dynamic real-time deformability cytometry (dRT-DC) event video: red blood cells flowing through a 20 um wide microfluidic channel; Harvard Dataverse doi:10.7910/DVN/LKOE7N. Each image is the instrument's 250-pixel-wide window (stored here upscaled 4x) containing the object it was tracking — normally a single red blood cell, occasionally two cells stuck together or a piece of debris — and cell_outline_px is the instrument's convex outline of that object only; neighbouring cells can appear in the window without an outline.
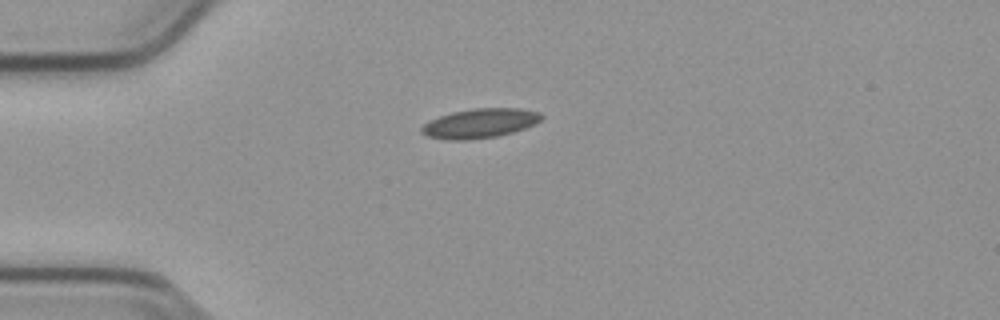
{"species": "common noctule bat (a hibernating species)", "species_latin": "Nyctalus noctula", "temperature_condition": "cold", "stored_images_in_passage": 40, "camera_frame_rate_fps": 3000, "um_per_image_px": 0.085, "animal": {"sex": "male", "body_mass_g": 23.1, "forearm_length_mm": 52.7}, "frame": {"image": 1, "passage_image": 1, "time_ms": 0.0, "image_size_px": [1000, 320], "cell_outline_px": [[544, 116], [540, 120], [524, 128], [512, 132], [496, 136], [464, 140], [448, 140], [428, 136], [420, 132], [420, 128], [428, 120], [452, 112], [472, 108], [520, 108], [540, 112]], "centroid_in_image_um": [40.76, 10.47], "position_along_channel_um": 44.2, "area_um2": 20.46}}
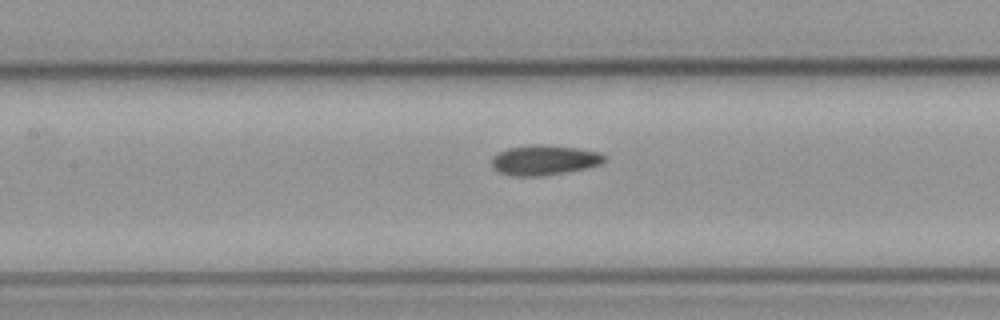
{"frame": {"image": 2, "passage_image": 12, "time_ms": 3.667, "image_size_px": [1000, 320], "cell_outline_px": [[608, 160], [600, 164], [584, 168], [564, 172], [540, 176], [512, 176], [500, 172], [492, 164], [492, 156], [508, 148], [528, 144], [548, 144], [576, 148], [600, 152], [608, 156]], "centroid_in_image_um": [46.3, 13.59], "position_along_channel_um": 161.1, "area_um2": 19.77}}
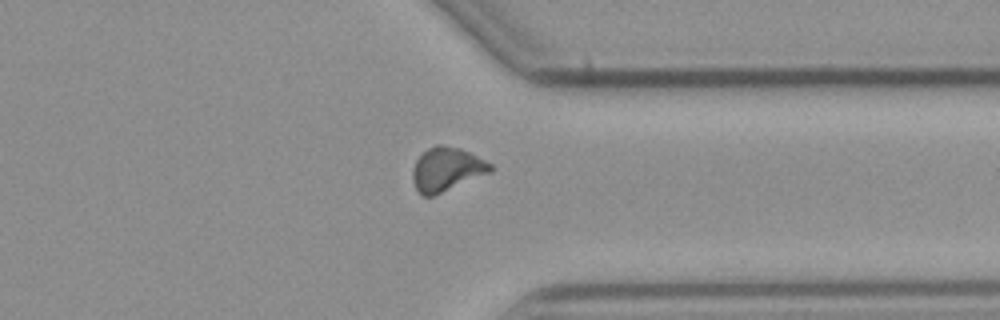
{"frame": {"image": 3, "passage_image": 29, "time_ms": 9.333, "image_size_px": [1000, 320], "cell_outline_px": [[492, 172], [432, 196], [420, 196], [412, 180], [412, 168], [416, 160], [428, 148], [436, 144], [440, 144], [460, 148], [492, 164]], "centroid_in_image_um": [37.94, 14.39], "position_along_channel_um": 373.5, "area_um2": 19.77}}